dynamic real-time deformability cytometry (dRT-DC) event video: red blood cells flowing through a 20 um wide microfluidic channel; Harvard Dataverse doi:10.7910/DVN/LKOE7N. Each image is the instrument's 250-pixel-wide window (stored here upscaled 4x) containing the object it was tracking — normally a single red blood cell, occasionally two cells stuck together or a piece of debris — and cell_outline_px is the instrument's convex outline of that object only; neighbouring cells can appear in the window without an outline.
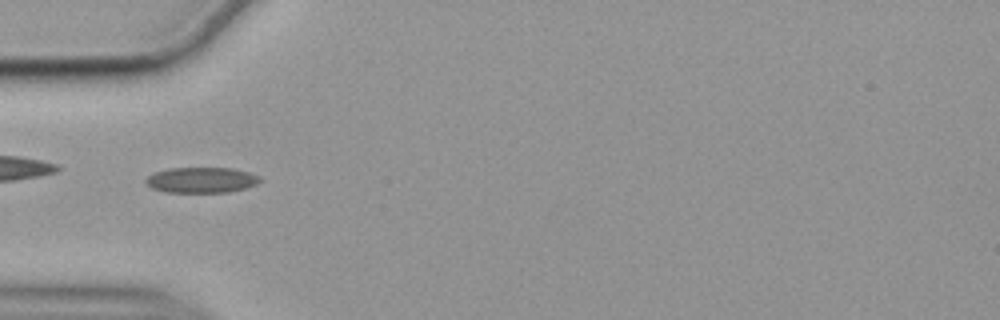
{"species": "common noctule bat (a hibernating species)", "species_latin": "Nyctalus noctula", "temperature_condition": "cold", "stored_images_in_passage": 56, "camera_frame_rate_fps": 3000, "um_per_image_px": 0.085, "animal": {"sex": "female", "body_mass_g": 19.9}, "frame": {"image": 1, "passage_image": 17, "time_ms": 5.333, "image_size_px": [1000, 320], "cell_outline_px": [[264, 180], [256, 184], [244, 188], [228, 192], [164, 192], [152, 188], [144, 180], [148, 176], [156, 172], [168, 168], [232, 168], [248, 172], [260, 176]], "centroid_in_image_um": [17.14, 15.3], "position_along_channel_um": 67.9, "area_um2": 16.99}, "authors_computed_cell_mechanics": {"area_um2": 16.8776, "velocity_mm_per_s": 3.561, "shape_relaxation_time_tau1_ms": 4.8035, "shape_relaxation_time_tau2_ms": 4.2218, "deformation_change_tau1": 0.088, "deformation_change_tau2": 0.1053}}